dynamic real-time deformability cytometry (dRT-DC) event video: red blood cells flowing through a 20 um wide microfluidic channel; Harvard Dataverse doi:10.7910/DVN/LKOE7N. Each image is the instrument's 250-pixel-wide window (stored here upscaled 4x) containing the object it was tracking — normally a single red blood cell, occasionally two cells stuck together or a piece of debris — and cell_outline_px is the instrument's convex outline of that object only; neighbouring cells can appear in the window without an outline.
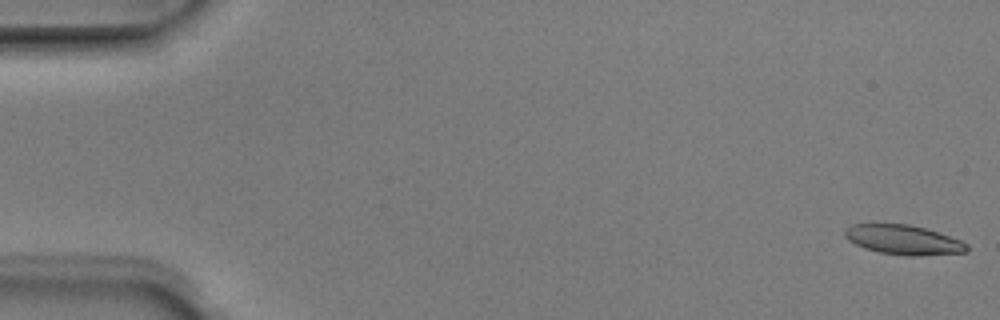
{"species": "Egyptian fruit bat (a non-hibernating species)", "species_latin": "Rousettus aegyptiacus", "temperature_condition": "room temperature", "stored_images_in_passage": 5, "camera_frame_rate_fps": 3000, "um_per_image_px": 0.085, "animal": {"sex": "male"}, "frame": {"image": 1, "passage_image": 1, "time_ms": 0.0, "image_size_px": [1000, 320], "cell_outline_px": [[968, 252], [916, 256], [908, 256], [880, 252], [864, 248], [848, 240], [844, 236], [844, 228], [852, 224], [908, 224], [924, 228], [960, 240], [968, 244]], "centroid_in_image_um": [76.76, 20.38], "position_along_channel_um": 8.2, "area_um2": 20.92}}
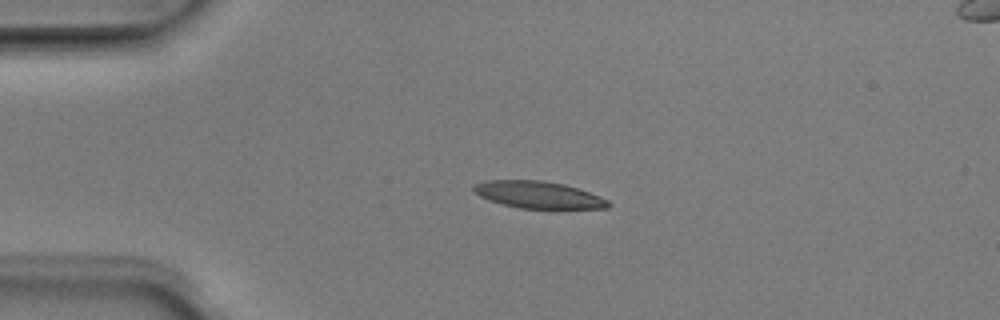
{"frame": {"image": 2, "passage_image": 4, "time_ms": 1.0, "image_size_px": [1000, 320], "cell_outline_px": [[612, 204], [608, 208], [552, 212], [520, 208], [488, 200], [480, 196], [472, 188], [476, 184], [484, 180], [540, 180], [564, 184], [600, 196], [608, 200]], "centroid_in_image_um": [45.87, 16.62], "position_along_channel_um": 39.1, "area_um2": 22.2}}